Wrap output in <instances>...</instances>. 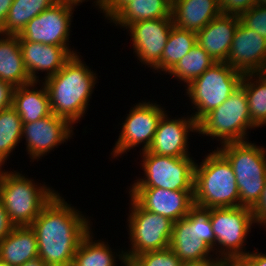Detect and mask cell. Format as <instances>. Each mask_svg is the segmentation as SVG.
<instances>
[{"mask_svg":"<svg viewBox=\"0 0 266 266\" xmlns=\"http://www.w3.org/2000/svg\"><path fill=\"white\" fill-rule=\"evenodd\" d=\"M60 195L57 191L30 226L38 257L47 266H71L81 240L92 230L89 218Z\"/></svg>","mask_w":266,"mask_h":266,"instance_id":"6da1fadb","label":"cell"},{"mask_svg":"<svg viewBox=\"0 0 266 266\" xmlns=\"http://www.w3.org/2000/svg\"><path fill=\"white\" fill-rule=\"evenodd\" d=\"M79 55H73L55 75L41 81L49 95L51 112L72 126L84 117L98 79Z\"/></svg>","mask_w":266,"mask_h":266,"instance_id":"7a4b0ae2","label":"cell"},{"mask_svg":"<svg viewBox=\"0 0 266 266\" xmlns=\"http://www.w3.org/2000/svg\"><path fill=\"white\" fill-rule=\"evenodd\" d=\"M195 164L194 204L205 208L239 206L236 176L229 161L216 149Z\"/></svg>","mask_w":266,"mask_h":266,"instance_id":"3957f363","label":"cell"},{"mask_svg":"<svg viewBox=\"0 0 266 266\" xmlns=\"http://www.w3.org/2000/svg\"><path fill=\"white\" fill-rule=\"evenodd\" d=\"M43 185L20 172L0 168V200L15 227L31 226L56 195L55 189Z\"/></svg>","mask_w":266,"mask_h":266,"instance_id":"277c9868","label":"cell"},{"mask_svg":"<svg viewBox=\"0 0 266 266\" xmlns=\"http://www.w3.org/2000/svg\"><path fill=\"white\" fill-rule=\"evenodd\" d=\"M217 150L229 161L236 176L239 206L253 209L266 180V148L247 140L225 143Z\"/></svg>","mask_w":266,"mask_h":266,"instance_id":"5b68a950","label":"cell"},{"mask_svg":"<svg viewBox=\"0 0 266 266\" xmlns=\"http://www.w3.org/2000/svg\"><path fill=\"white\" fill-rule=\"evenodd\" d=\"M198 134L220 141L248 140L247 130L257 128L251 121L244 88L240 85L220 106L206 114L198 123Z\"/></svg>","mask_w":266,"mask_h":266,"instance_id":"8992f818","label":"cell"},{"mask_svg":"<svg viewBox=\"0 0 266 266\" xmlns=\"http://www.w3.org/2000/svg\"><path fill=\"white\" fill-rule=\"evenodd\" d=\"M243 73L225 62H216L187 86L193 113L198 123L206 114L220 106L240 86ZM195 111V112H194Z\"/></svg>","mask_w":266,"mask_h":266,"instance_id":"52a82bcc","label":"cell"},{"mask_svg":"<svg viewBox=\"0 0 266 266\" xmlns=\"http://www.w3.org/2000/svg\"><path fill=\"white\" fill-rule=\"evenodd\" d=\"M210 221L215 236L212 250L218 260L242 259L249 253L244 249L252 225L256 223L252 209L242 206L211 208Z\"/></svg>","mask_w":266,"mask_h":266,"instance_id":"ba28073f","label":"cell"},{"mask_svg":"<svg viewBox=\"0 0 266 266\" xmlns=\"http://www.w3.org/2000/svg\"><path fill=\"white\" fill-rule=\"evenodd\" d=\"M142 156L143 178L129 188H163L173 191H193L196 161L192 157H172L150 153Z\"/></svg>","mask_w":266,"mask_h":266,"instance_id":"9c48e42d","label":"cell"},{"mask_svg":"<svg viewBox=\"0 0 266 266\" xmlns=\"http://www.w3.org/2000/svg\"><path fill=\"white\" fill-rule=\"evenodd\" d=\"M127 219L131 248L126 253L128 262L142 253L169 248L174 222L157 213L143 209L130 196Z\"/></svg>","mask_w":266,"mask_h":266,"instance_id":"30bf717a","label":"cell"},{"mask_svg":"<svg viewBox=\"0 0 266 266\" xmlns=\"http://www.w3.org/2000/svg\"><path fill=\"white\" fill-rule=\"evenodd\" d=\"M164 109L154 101L134 104L122 123L119 138L111 152L112 158L117 159L119 155L122 157L123 154H127V151L141 144H143L142 152L147 151L152 144L159 120L167 112Z\"/></svg>","mask_w":266,"mask_h":266,"instance_id":"8fae6325","label":"cell"},{"mask_svg":"<svg viewBox=\"0 0 266 266\" xmlns=\"http://www.w3.org/2000/svg\"><path fill=\"white\" fill-rule=\"evenodd\" d=\"M74 6L56 2L29 21L18 35L19 41H32L65 47L72 55L78 52L69 46ZM70 47V48H69Z\"/></svg>","mask_w":266,"mask_h":266,"instance_id":"7c38bea8","label":"cell"},{"mask_svg":"<svg viewBox=\"0 0 266 266\" xmlns=\"http://www.w3.org/2000/svg\"><path fill=\"white\" fill-rule=\"evenodd\" d=\"M173 25L172 18H160L135 22L126 27L133 54L157 73L161 72V55Z\"/></svg>","mask_w":266,"mask_h":266,"instance_id":"4fadbf2b","label":"cell"},{"mask_svg":"<svg viewBox=\"0 0 266 266\" xmlns=\"http://www.w3.org/2000/svg\"><path fill=\"white\" fill-rule=\"evenodd\" d=\"M72 126L66 119L51 113L35 122L23 124L22 138L26 141V152L34 162L49 154L53 149L69 140L73 133ZM25 138H24V137Z\"/></svg>","mask_w":266,"mask_h":266,"instance_id":"5bb4252c","label":"cell"},{"mask_svg":"<svg viewBox=\"0 0 266 266\" xmlns=\"http://www.w3.org/2000/svg\"><path fill=\"white\" fill-rule=\"evenodd\" d=\"M225 63L243 74L266 72V39L239 22Z\"/></svg>","mask_w":266,"mask_h":266,"instance_id":"9a60e30c","label":"cell"},{"mask_svg":"<svg viewBox=\"0 0 266 266\" xmlns=\"http://www.w3.org/2000/svg\"><path fill=\"white\" fill-rule=\"evenodd\" d=\"M131 196L143 209L176 222L188 215L194 205L193 191L163 188H129Z\"/></svg>","mask_w":266,"mask_h":266,"instance_id":"2e32d148","label":"cell"},{"mask_svg":"<svg viewBox=\"0 0 266 266\" xmlns=\"http://www.w3.org/2000/svg\"><path fill=\"white\" fill-rule=\"evenodd\" d=\"M190 132H198L197 122L192 116L171 119L165 112L158 122L148 151L153 154L172 157L190 156L188 151Z\"/></svg>","mask_w":266,"mask_h":266,"instance_id":"e0dca14e","label":"cell"},{"mask_svg":"<svg viewBox=\"0 0 266 266\" xmlns=\"http://www.w3.org/2000/svg\"><path fill=\"white\" fill-rule=\"evenodd\" d=\"M23 63L31 81L39 82L40 72H45L47 79L55 75L73 56L65 47L46 45L32 41H19ZM47 72V73H46Z\"/></svg>","mask_w":266,"mask_h":266,"instance_id":"ac0fdd59","label":"cell"},{"mask_svg":"<svg viewBox=\"0 0 266 266\" xmlns=\"http://www.w3.org/2000/svg\"><path fill=\"white\" fill-rule=\"evenodd\" d=\"M239 22L238 15L222 13L196 33L197 43L215 62H226Z\"/></svg>","mask_w":266,"mask_h":266,"instance_id":"d6986e66","label":"cell"},{"mask_svg":"<svg viewBox=\"0 0 266 266\" xmlns=\"http://www.w3.org/2000/svg\"><path fill=\"white\" fill-rule=\"evenodd\" d=\"M221 14L219 0H172L173 24L188 31L197 33Z\"/></svg>","mask_w":266,"mask_h":266,"instance_id":"ffe728a7","label":"cell"},{"mask_svg":"<svg viewBox=\"0 0 266 266\" xmlns=\"http://www.w3.org/2000/svg\"><path fill=\"white\" fill-rule=\"evenodd\" d=\"M169 247L182 262L218 260L213 257V250L203 240L198 239L196 224L188 215L174 222Z\"/></svg>","mask_w":266,"mask_h":266,"instance_id":"44dd1931","label":"cell"},{"mask_svg":"<svg viewBox=\"0 0 266 266\" xmlns=\"http://www.w3.org/2000/svg\"><path fill=\"white\" fill-rule=\"evenodd\" d=\"M38 83L41 86L39 89L36 87ZM40 83L32 81L14 90L12 107L19 114L23 124L35 122L52 113L46 86L43 82L42 85Z\"/></svg>","mask_w":266,"mask_h":266,"instance_id":"7402d4cb","label":"cell"},{"mask_svg":"<svg viewBox=\"0 0 266 266\" xmlns=\"http://www.w3.org/2000/svg\"><path fill=\"white\" fill-rule=\"evenodd\" d=\"M38 257L37 238L30 226L14 227L0 242V260L21 266Z\"/></svg>","mask_w":266,"mask_h":266,"instance_id":"603a6c76","label":"cell"},{"mask_svg":"<svg viewBox=\"0 0 266 266\" xmlns=\"http://www.w3.org/2000/svg\"><path fill=\"white\" fill-rule=\"evenodd\" d=\"M0 80L15 87L32 82L23 63L18 35L0 33Z\"/></svg>","mask_w":266,"mask_h":266,"instance_id":"cb8c5ba5","label":"cell"},{"mask_svg":"<svg viewBox=\"0 0 266 266\" xmlns=\"http://www.w3.org/2000/svg\"><path fill=\"white\" fill-rule=\"evenodd\" d=\"M92 234L93 232L90 230L81 240L71 266H118L116 265V258L119 261L121 260L122 266H128L124 250H121V253L119 251L118 255L116 251L113 252L108 242H104L101 239L94 240Z\"/></svg>","mask_w":266,"mask_h":266,"instance_id":"d4e9b609","label":"cell"},{"mask_svg":"<svg viewBox=\"0 0 266 266\" xmlns=\"http://www.w3.org/2000/svg\"><path fill=\"white\" fill-rule=\"evenodd\" d=\"M172 0H134L126 4L109 22L125 29L129 24L171 17Z\"/></svg>","mask_w":266,"mask_h":266,"instance_id":"484cf974","label":"cell"},{"mask_svg":"<svg viewBox=\"0 0 266 266\" xmlns=\"http://www.w3.org/2000/svg\"><path fill=\"white\" fill-rule=\"evenodd\" d=\"M240 85L245 90L252 123L257 128L266 126V72L245 73Z\"/></svg>","mask_w":266,"mask_h":266,"instance_id":"4316f807","label":"cell"},{"mask_svg":"<svg viewBox=\"0 0 266 266\" xmlns=\"http://www.w3.org/2000/svg\"><path fill=\"white\" fill-rule=\"evenodd\" d=\"M56 2V0H14L0 33L19 35L29 21Z\"/></svg>","mask_w":266,"mask_h":266,"instance_id":"83f0119b","label":"cell"},{"mask_svg":"<svg viewBox=\"0 0 266 266\" xmlns=\"http://www.w3.org/2000/svg\"><path fill=\"white\" fill-rule=\"evenodd\" d=\"M214 63V59L197 43L178 63L168 72L171 77L185 83L186 86L195 78L202 75Z\"/></svg>","mask_w":266,"mask_h":266,"instance_id":"f1b7e54d","label":"cell"},{"mask_svg":"<svg viewBox=\"0 0 266 266\" xmlns=\"http://www.w3.org/2000/svg\"><path fill=\"white\" fill-rule=\"evenodd\" d=\"M196 44L195 32L173 25L161 55V71L168 73Z\"/></svg>","mask_w":266,"mask_h":266,"instance_id":"f546056e","label":"cell"},{"mask_svg":"<svg viewBox=\"0 0 266 266\" xmlns=\"http://www.w3.org/2000/svg\"><path fill=\"white\" fill-rule=\"evenodd\" d=\"M23 123L13 107L0 111V168L22 141Z\"/></svg>","mask_w":266,"mask_h":266,"instance_id":"4dcf8cb0","label":"cell"},{"mask_svg":"<svg viewBox=\"0 0 266 266\" xmlns=\"http://www.w3.org/2000/svg\"><path fill=\"white\" fill-rule=\"evenodd\" d=\"M181 264L182 261L170 247L139 254L128 262V266H181Z\"/></svg>","mask_w":266,"mask_h":266,"instance_id":"1f68e13d","label":"cell"},{"mask_svg":"<svg viewBox=\"0 0 266 266\" xmlns=\"http://www.w3.org/2000/svg\"><path fill=\"white\" fill-rule=\"evenodd\" d=\"M211 208L194 204L190 208L188 216L196 224L198 239L203 240L211 249L215 247V236L210 221Z\"/></svg>","mask_w":266,"mask_h":266,"instance_id":"d6a6232c","label":"cell"},{"mask_svg":"<svg viewBox=\"0 0 266 266\" xmlns=\"http://www.w3.org/2000/svg\"><path fill=\"white\" fill-rule=\"evenodd\" d=\"M240 22L266 39V6L254 5L239 15Z\"/></svg>","mask_w":266,"mask_h":266,"instance_id":"836d02e7","label":"cell"},{"mask_svg":"<svg viewBox=\"0 0 266 266\" xmlns=\"http://www.w3.org/2000/svg\"><path fill=\"white\" fill-rule=\"evenodd\" d=\"M219 2L223 14L238 16L256 5V0H219Z\"/></svg>","mask_w":266,"mask_h":266,"instance_id":"e575fe53","label":"cell"},{"mask_svg":"<svg viewBox=\"0 0 266 266\" xmlns=\"http://www.w3.org/2000/svg\"><path fill=\"white\" fill-rule=\"evenodd\" d=\"M134 0H103V6L101 12L103 17L107 20H111L126 4Z\"/></svg>","mask_w":266,"mask_h":266,"instance_id":"d590c367","label":"cell"},{"mask_svg":"<svg viewBox=\"0 0 266 266\" xmlns=\"http://www.w3.org/2000/svg\"><path fill=\"white\" fill-rule=\"evenodd\" d=\"M15 86L0 80V111L12 107Z\"/></svg>","mask_w":266,"mask_h":266,"instance_id":"8d00e7d4","label":"cell"},{"mask_svg":"<svg viewBox=\"0 0 266 266\" xmlns=\"http://www.w3.org/2000/svg\"><path fill=\"white\" fill-rule=\"evenodd\" d=\"M256 225L266 228V180L261 198L257 205L252 209Z\"/></svg>","mask_w":266,"mask_h":266,"instance_id":"74e56055","label":"cell"},{"mask_svg":"<svg viewBox=\"0 0 266 266\" xmlns=\"http://www.w3.org/2000/svg\"><path fill=\"white\" fill-rule=\"evenodd\" d=\"M14 227L0 200V242L14 229Z\"/></svg>","mask_w":266,"mask_h":266,"instance_id":"f35d334b","label":"cell"},{"mask_svg":"<svg viewBox=\"0 0 266 266\" xmlns=\"http://www.w3.org/2000/svg\"><path fill=\"white\" fill-rule=\"evenodd\" d=\"M256 251L249 252L242 260L248 266H266V254Z\"/></svg>","mask_w":266,"mask_h":266,"instance_id":"ab89813d","label":"cell"},{"mask_svg":"<svg viewBox=\"0 0 266 266\" xmlns=\"http://www.w3.org/2000/svg\"><path fill=\"white\" fill-rule=\"evenodd\" d=\"M14 0H0V29L3 27L8 11Z\"/></svg>","mask_w":266,"mask_h":266,"instance_id":"60d3db41","label":"cell"},{"mask_svg":"<svg viewBox=\"0 0 266 266\" xmlns=\"http://www.w3.org/2000/svg\"><path fill=\"white\" fill-rule=\"evenodd\" d=\"M216 266H248L242 259H220Z\"/></svg>","mask_w":266,"mask_h":266,"instance_id":"b9f144b4","label":"cell"},{"mask_svg":"<svg viewBox=\"0 0 266 266\" xmlns=\"http://www.w3.org/2000/svg\"><path fill=\"white\" fill-rule=\"evenodd\" d=\"M218 260L185 261L181 266H216Z\"/></svg>","mask_w":266,"mask_h":266,"instance_id":"7bdbcfd3","label":"cell"},{"mask_svg":"<svg viewBox=\"0 0 266 266\" xmlns=\"http://www.w3.org/2000/svg\"><path fill=\"white\" fill-rule=\"evenodd\" d=\"M56 1L57 2H62L64 4L72 5L74 7H77V5L80 6V4L83 3L86 0H56ZM94 3H95L94 4L95 7L97 6L96 8L100 9V11H101L102 6H103V0H95Z\"/></svg>","mask_w":266,"mask_h":266,"instance_id":"ee69618b","label":"cell"},{"mask_svg":"<svg viewBox=\"0 0 266 266\" xmlns=\"http://www.w3.org/2000/svg\"><path fill=\"white\" fill-rule=\"evenodd\" d=\"M21 266H47L39 257L29 260Z\"/></svg>","mask_w":266,"mask_h":266,"instance_id":"f6af8a7d","label":"cell"},{"mask_svg":"<svg viewBox=\"0 0 266 266\" xmlns=\"http://www.w3.org/2000/svg\"><path fill=\"white\" fill-rule=\"evenodd\" d=\"M256 4L266 6V0H256Z\"/></svg>","mask_w":266,"mask_h":266,"instance_id":"bcb514c9","label":"cell"},{"mask_svg":"<svg viewBox=\"0 0 266 266\" xmlns=\"http://www.w3.org/2000/svg\"><path fill=\"white\" fill-rule=\"evenodd\" d=\"M0 266H12V265H10L9 263L2 262V261L0 260Z\"/></svg>","mask_w":266,"mask_h":266,"instance_id":"7dc6e473","label":"cell"}]
</instances>
